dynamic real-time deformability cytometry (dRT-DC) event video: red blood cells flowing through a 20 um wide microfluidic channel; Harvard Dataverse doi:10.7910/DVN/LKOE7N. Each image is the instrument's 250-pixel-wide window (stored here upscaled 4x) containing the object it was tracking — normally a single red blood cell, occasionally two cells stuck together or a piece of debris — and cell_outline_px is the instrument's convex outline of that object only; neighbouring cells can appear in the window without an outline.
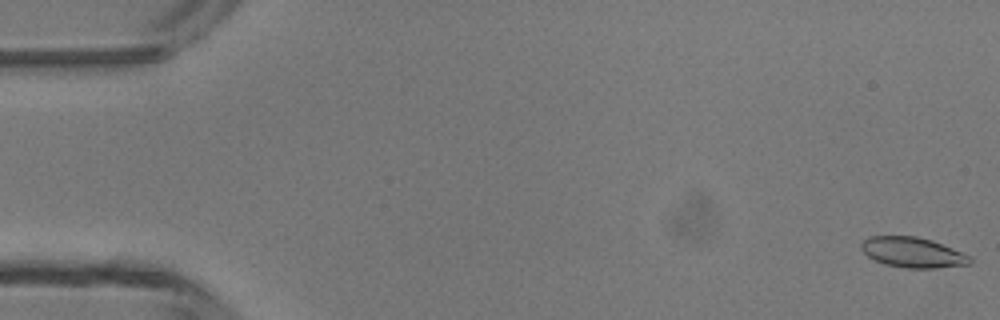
{"species": "common noctule bat (a hibernating species)", "species_latin": "Nyctalus noctula", "temperature_condition": "room temperature", "stored_images_in_passage": 10, "camera_frame_rate_fps": 3000, "um_per_image_px": 0.085, "animal": {"sex": "male", "body_mass_g": 13.3}, "frame": {"image": 1, "passage_image": 1, "time_ms": 0.0, "image_size_px": [1000, 320], "cell_outline_px": [[972, 264], [936, 268], [908, 268], [884, 264], [868, 256], [860, 248], [860, 244], [868, 236], [916, 236], [932, 240], [972, 256]], "centroid_in_image_um": [77.6, 21.45], "position_along_channel_um": 7.4, "area_um2": 19.25}}